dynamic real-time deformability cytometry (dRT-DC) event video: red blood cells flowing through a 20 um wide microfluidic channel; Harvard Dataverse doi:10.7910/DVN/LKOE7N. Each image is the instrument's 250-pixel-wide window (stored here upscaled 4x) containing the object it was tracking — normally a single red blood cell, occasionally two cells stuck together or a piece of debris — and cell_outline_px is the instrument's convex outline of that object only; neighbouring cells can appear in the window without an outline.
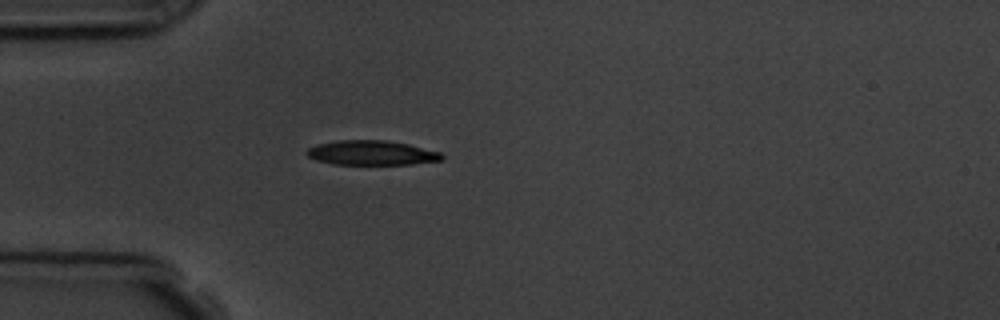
{"species": "common noctule bat (a hibernating species)", "species_latin": "Nyctalus noctula", "temperature_condition": "room temperature", "stored_images_in_passage": 4, "camera_frame_rate_fps": 3000, "um_per_image_px": 0.085, "animal": {"sex": "male", "body_mass_g": 19.5, "forearm_length_mm": 54.6}, "frame": {"image": 1, "passage_image": 4, "time_ms": 3.333, "image_size_px": [1000, 320], "cell_outline_px": [[444, 160], [412, 164], [332, 164], [316, 160], [308, 156], [304, 152], [308, 148], [316, 144], [336, 140], [388, 140], [408, 144], [440, 152], [444, 156]], "centroid_in_image_um": [31.57, 12.99], "position_along_channel_um": 53.4, "area_um2": 19.48}}